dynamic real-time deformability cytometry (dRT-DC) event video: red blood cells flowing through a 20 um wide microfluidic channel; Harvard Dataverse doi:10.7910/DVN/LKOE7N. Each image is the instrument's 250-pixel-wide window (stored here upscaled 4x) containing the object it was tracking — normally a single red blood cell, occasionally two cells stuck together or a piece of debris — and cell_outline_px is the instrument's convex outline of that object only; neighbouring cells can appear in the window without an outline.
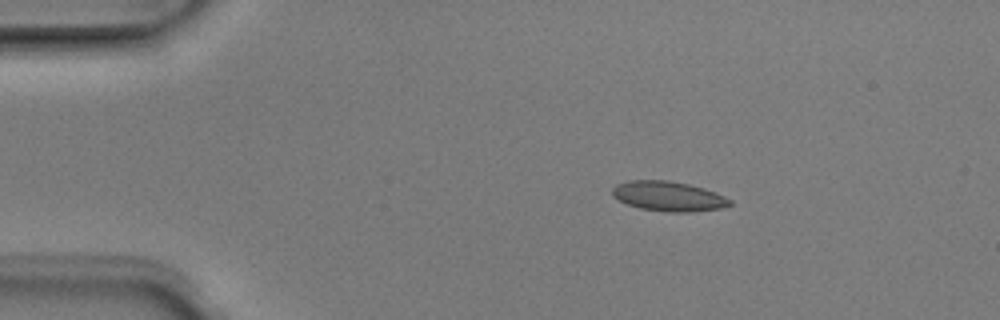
{"species": "Egyptian fruit bat (a non-hibernating species)", "species_latin": "Rousettus aegyptiacus", "temperature_condition": "room temperature", "stored_images_in_passage": 5, "camera_frame_rate_fps": 3000, "um_per_image_px": 0.085, "animal": {"sex": "male"}, "frame": {"image": 1, "passage_image": 3, "time_ms": 0.667, "image_size_px": [1000, 320], "cell_outline_px": [[732, 204], [720, 208], [688, 212], [668, 212], [640, 208], [628, 204], [612, 196], [612, 188], [616, 184], [628, 180], [668, 180], [688, 184], [704, 188], [724, 196], [732, 200]], "centroid_in_image_um": [56.8, 16.67], "position_along_channel_um": 28.2, "area_um2": 20.35}}